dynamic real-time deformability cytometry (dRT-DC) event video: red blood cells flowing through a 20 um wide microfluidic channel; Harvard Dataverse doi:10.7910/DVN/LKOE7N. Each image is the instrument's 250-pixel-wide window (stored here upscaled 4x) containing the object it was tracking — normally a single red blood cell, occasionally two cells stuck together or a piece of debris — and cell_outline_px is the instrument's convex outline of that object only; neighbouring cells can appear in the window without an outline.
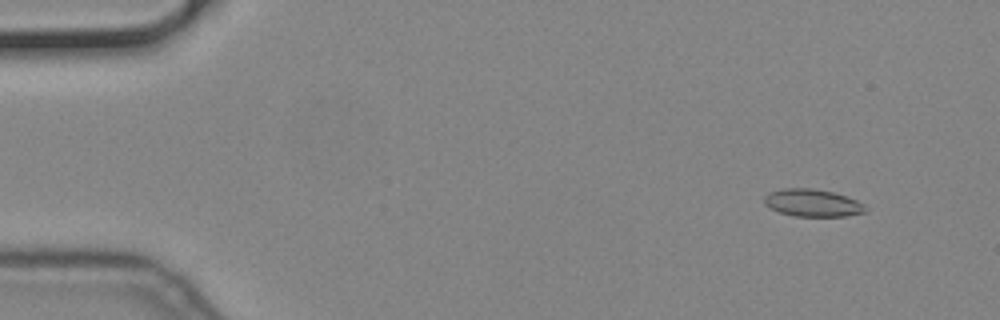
{"species": "common noctule bat (a hibernating species)", "species_latin": "Nyctalus noctula", "temperature_condition": "cold", "stored_images_in_passage": 13, "camera_frame_rate_fps": 3000, "um_per_image_px": 0.085, "animal": {"sex": "male", "body_mass_g": 19.2, "forearm_length_mm": 51.8}, "frame": {"image": 1, "passage_image": 6, "time_ms": 1.667, "image_size_px": [1000, 320], "cell_outline_px": [[868, 208], [864, 212], [844, 216], [792, 216], [780, 212], [764, 204], [764, 196], [768, 192], [784, 188], [812, 188], [832, 192], [848, 196], [864, 204]], "centroid_in_image_um": [69.06, 17.24], "position_along_channel_um": 15.9, "area_um2": 16.18}}